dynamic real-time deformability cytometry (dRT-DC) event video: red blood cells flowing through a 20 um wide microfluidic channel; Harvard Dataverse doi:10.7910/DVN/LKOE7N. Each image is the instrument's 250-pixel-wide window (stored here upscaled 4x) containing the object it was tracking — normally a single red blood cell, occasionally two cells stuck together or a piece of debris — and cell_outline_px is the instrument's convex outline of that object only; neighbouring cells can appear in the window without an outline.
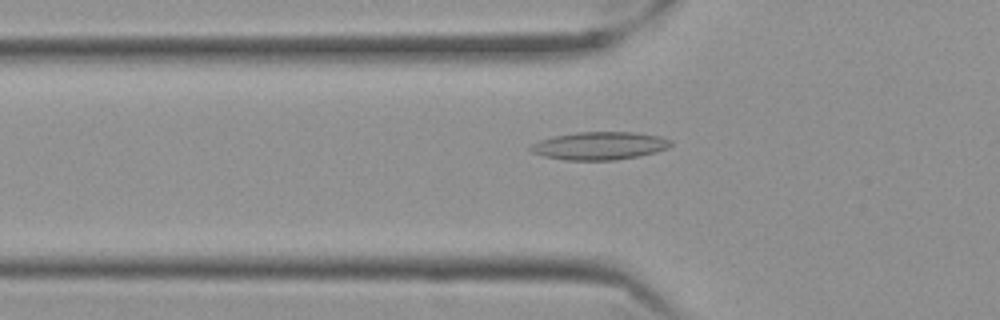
{"species": "Egyptian fruit bat (a non-hibernating species)", "species_latin": "Rousettus aegyptiacus", "temperature_condition": "cold", "stored_images_in_passage": 58, "camera_frame_rate_fps": 3000, "um_per_image_px": 0.085, "frame": {"image": 1, "passage_image": 20, "time_ms": 6.333, "image_size_px": [1000, 320], "cell_outline_px": [[672, 144], [668, 148], [656, 152], [640, 156], [616, 160], [564, 160], [544, 156], [532, 152], [528, 148], [532, 144], [540, 140], [552, 136], [576, 132], [632, 132], [660, 136], [672, 140]], "centroid_in_image_um": [50.97, 12.39], "position_along_channel_um": 74.8, "area_um2": 22.95}}
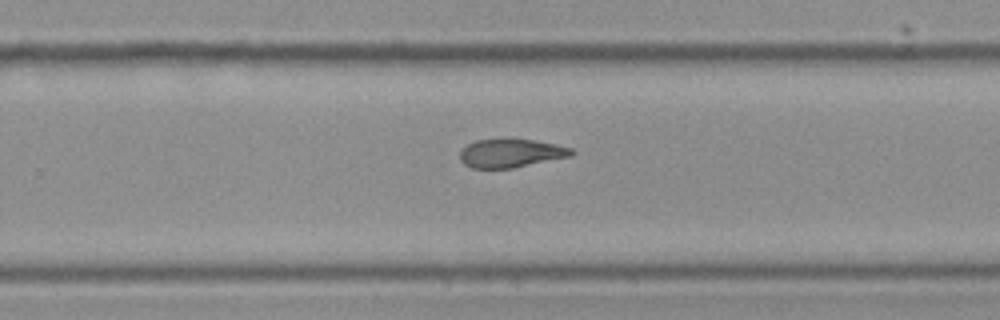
{"frame": {"image": 2, "passage_image": 38, "time_ms": 12.333, "image_size_px": [1000, 320], "cell_outline_px": [[572, 156], [512, 168], [472, 168], [464, 164], [460, 160], [460, 152], [468, 144], [476, 140], [500, 136], [508, 136], [532, 140], [572, 148]], "centroid_in_image_um": [43.37, 12.98], "position_along_channel_um": 286.4, "area_um2": 18.96}}
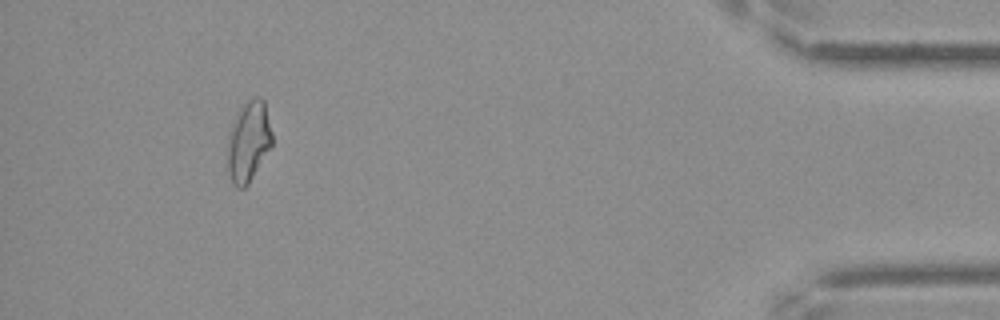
{"frame": {"image": 3, "passage_image": 54, "time_ms": 17.667, "image_size_px": [1000, 320], "cell_outline_px": [[272, 144], [248, 184], [244, 188], [236, 188], [232, 184], [228, 172], [228, 148], [236, 116], [244, 104], [248, 100], [256, 96], [260, 96], [264, 100], [272, 132]], "centroid_in_image_um": [21.15, 12.05], "position_along_channel_um": 414.0, "area_um2": 20.29}, "authors_computed_cell_mechanics": {"area_um2": 20.0277, "velocity_mm_per_s": 3.5138, "shape_relaxation_time_tau1_ms": 7.5849, "shape_relaxation_time_tau2_ms": 4.3492, "deformation_change_tau1": 0.1815, "deformation_change_tau2": 0.1191}}